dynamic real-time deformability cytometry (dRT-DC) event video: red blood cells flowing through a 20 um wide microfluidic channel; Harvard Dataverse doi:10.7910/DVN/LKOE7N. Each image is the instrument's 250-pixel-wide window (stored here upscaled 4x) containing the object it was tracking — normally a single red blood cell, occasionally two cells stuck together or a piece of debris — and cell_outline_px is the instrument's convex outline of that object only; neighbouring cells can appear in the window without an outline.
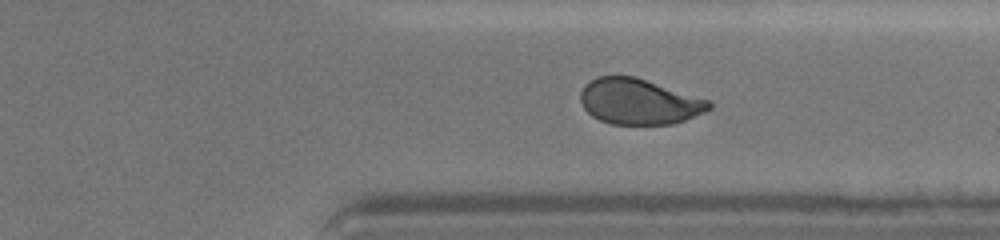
{"species": "human", "species_latin": "Homo sapiens", "temperature_condition": "cold", "stored_images_in_passage": 25, "camera_frame_rate_fps": 3000, "um_per_image_px": 0.085, "donor": {"sex": "female"}, "frame": {"image": 1, "passage_image": 22, "time_ms": 7.333, "image_size_px": [1000, 240], "cell_outline_px": [[712, 108], [704, 112], [684, 120], [672, 124], [612, 124], [600, 120], [592, 116], [584, 108], [580, 100], [580, 92], [584, 84], [596, 76], [636, 76], [708, 100], [712, 104]], "centroid_in_image_um": [54.28, 8.62], "position_along_channel_um": 357.1, "area_um2": 34.16}}